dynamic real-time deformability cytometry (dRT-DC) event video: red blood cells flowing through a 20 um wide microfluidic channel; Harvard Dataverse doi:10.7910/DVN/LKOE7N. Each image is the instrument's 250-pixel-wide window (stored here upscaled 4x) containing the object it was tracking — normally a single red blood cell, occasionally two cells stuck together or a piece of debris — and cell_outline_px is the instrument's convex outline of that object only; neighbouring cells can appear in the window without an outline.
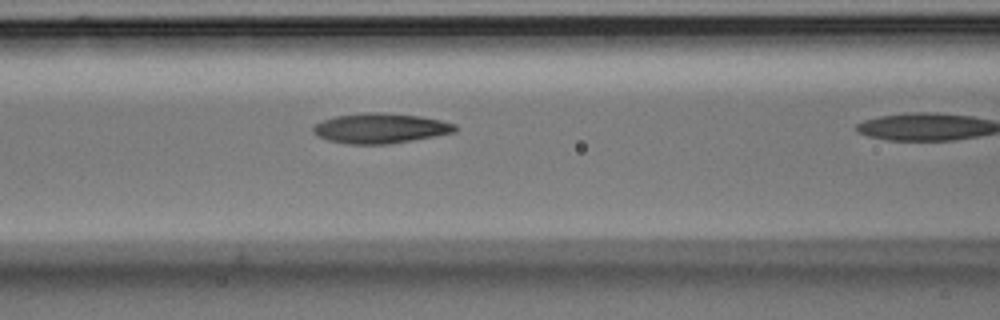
{"species": "Egyptian fruit bat (a non-hibernating species)", "species_latin": "Rousettus aegyptiacus", "temperature_condition": "room temperature", "stored_images_in_passage": 11, "camera_frame_rate_fps": 3000, "um_per_image_px": 0.085, "animal": {"sex": "male"}, "frame": {"image": 1, "passage_image": 7, "time_ms": 2.0, "image_size_px": [1000, 320], "cell_outline_px": [[460, 128], [456, 132], [388, 144], [348, 144], [328, 140], [312, 132], [312, 128], [316, 124], [324, 120], [336, 116], [364, 112], [384, 112], [420, 116], [440, 120], [456, 124]], "centroid_in_image_um": [32.36, 10.89], "position_along_channel_um": 134.2, "area_um2": 24.8}}
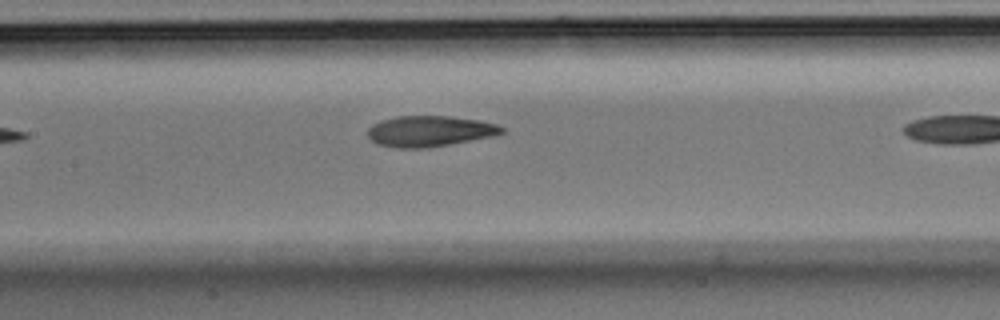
{"frame": {"image": 2, "passage_image": 10, "time_ms": 3.0, "image_size_px": [1000, 320], "cell_outline_px": [[504, 132], [496, 136], [428, 148], [396, 148], [376, 144], [368, 136], [368, 128], [372, 124], [396, 116], [448, 116], [480, 120], [496, 124], [504, 128]], "centroid_in_image_um": [36.54, 11.16], "position_along_channel_um": 170.9, "area_um2": 24.22}}